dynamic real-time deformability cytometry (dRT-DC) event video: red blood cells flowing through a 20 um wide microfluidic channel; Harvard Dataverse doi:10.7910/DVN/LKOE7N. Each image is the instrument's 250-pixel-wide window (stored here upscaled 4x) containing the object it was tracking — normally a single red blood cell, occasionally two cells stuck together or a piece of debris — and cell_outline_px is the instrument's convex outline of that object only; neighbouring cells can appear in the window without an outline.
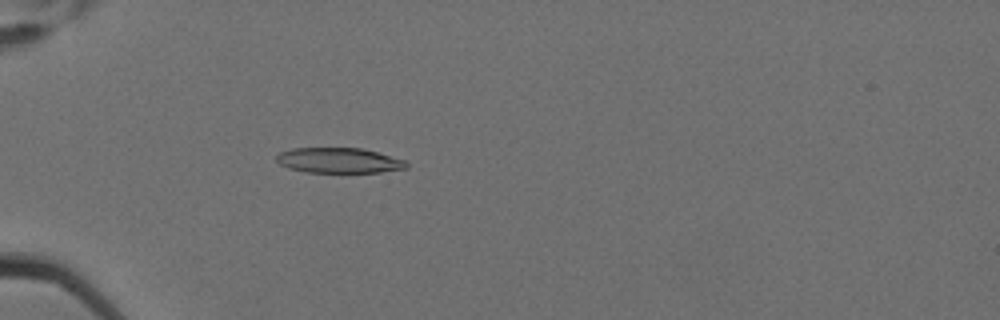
{"species": "Egyptian fruit bat (a non-hibernating species)", "species_latin": "Rousettus aegyptiacus", "temperature_condition": "cold", "stored_images_in_passage": 5, "camera_frame_rate_fps": 3000, "um_per_image_px": 0.085, "animal": {"sex": "female"}, "frame": {"image": 1, "passage_image": 5, "time_ms": 1.333, "image_size_px": [1000, 320], "cell_outline_px": [[408, 168], [380, 172], [308, 172], [288, 168], [280, 164], [276, 160], [276, 156], [280, 152], [292, 148], [360, 148], [376, 152], [404, 160], [408, 164]], "centroid_in_image_um": [28.79, 13.63], "position_along_channel_um": 56.2, "area_um2": 18.96}}